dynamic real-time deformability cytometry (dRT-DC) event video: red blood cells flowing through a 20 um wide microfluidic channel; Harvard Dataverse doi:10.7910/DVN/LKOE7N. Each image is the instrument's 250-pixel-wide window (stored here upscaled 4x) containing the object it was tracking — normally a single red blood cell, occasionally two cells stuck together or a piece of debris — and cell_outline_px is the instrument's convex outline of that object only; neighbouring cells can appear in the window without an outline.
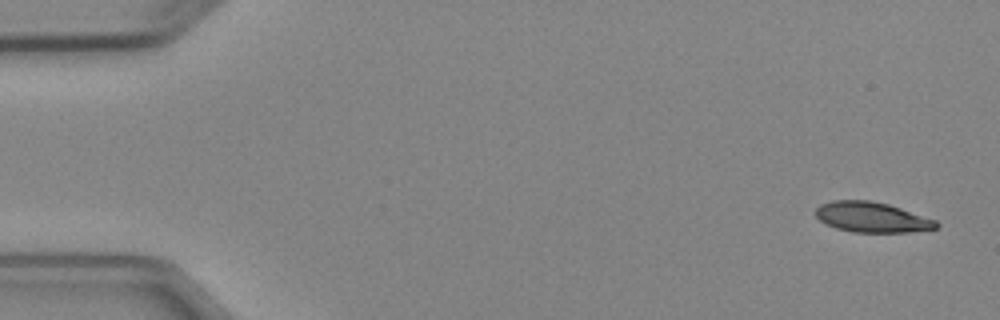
{"species": "Egyptian fruit bat (a non-hibernating species)", "species_latin": "Rousettus aegyptiacus", "temperature_condition": "cold", "stored_images_in_passage": 8, "camera_frame_rate_fps": 3000, "um_per_image_px": 0.085, "animal": {"sex": "female"}, "frame": {"image": 1, "passage_image": 1, "time_ms": 0.0, "image_size_px": [1000, 320], "cell_outline_px": [[940, 224], [936, 228], [908, 232], [852, 232], [836, 228], [824, 224], [816, 216], [816, 208], [820, 204], [832, 200], [868, 200], [888, 204], [936, 220]], "centroid_in_image_um": [74.07, 18.46], "position_along_channel_um": 10.9, "area_um2": 21.21}}
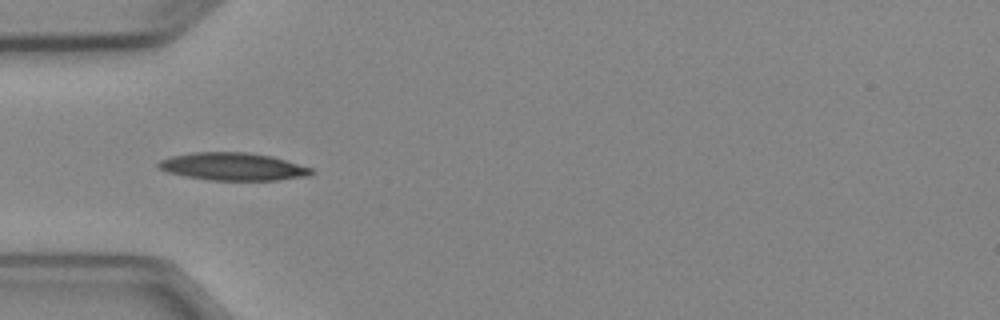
{"frame": {"image": 2, "passage_image": 5, "time_ms": 4.667, "image_size_px": [1000, 320], "cell_outline_px": [[312, 172], [308, 176], [276, 180], [208, 180], [184, 176], [168, 172], [160, 168], [156, 164], [160, 160], [172, 156], [192, 152], [248, 152], [272, 156], [312, 168]], "centroid_in_image_um": [19.78, 14.15], "position_along_channel_um": 65.2, "area_um2": 24.57}}